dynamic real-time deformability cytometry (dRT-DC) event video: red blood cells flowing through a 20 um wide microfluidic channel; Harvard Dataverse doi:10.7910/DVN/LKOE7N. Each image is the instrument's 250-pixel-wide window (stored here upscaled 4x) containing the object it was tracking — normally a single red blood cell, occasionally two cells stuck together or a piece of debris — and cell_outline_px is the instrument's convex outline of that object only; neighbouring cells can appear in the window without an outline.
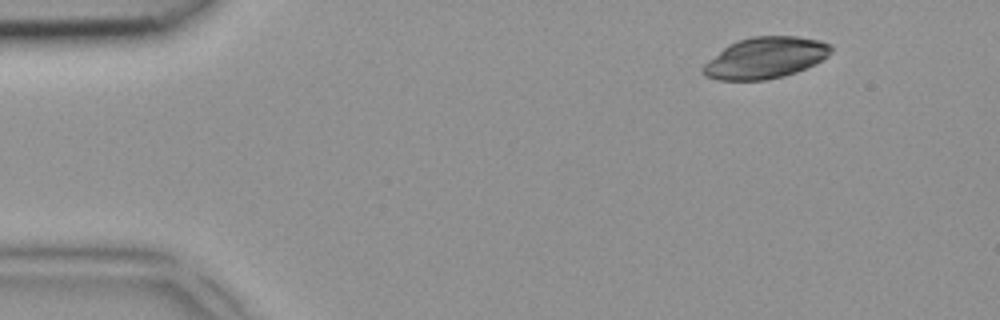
{"species": "common noctule bat (a hibernating species)", "species_latin": "Nyctalus noctula", "temperature_condition": "room temperature", "stored_images_in_passage": 3, "camera_frame_rate_fps": 3000, "um_per_image_px": 0.085, "animal": {"sex": "female", "body_mass_g": 18.4}, "frame": {"image": 1, "passage_image": 1, "time_ms": 0.0, "image_size_px": [1000, 320], "cell_outline_px": [[832, 52], [828, 56], [816, 64], [796, 72], [784, 76], [764, 80], [720, 80], [704, 76], [700, 72], [700, 68], [708, 60], [728, 44], [752, 36], [796, 36], [820, 40], [832, 44]], "centroid_in_image_um": [65.05, 4.92], "position_along_channel_um": 19.9, "area_um2": 31.04}}